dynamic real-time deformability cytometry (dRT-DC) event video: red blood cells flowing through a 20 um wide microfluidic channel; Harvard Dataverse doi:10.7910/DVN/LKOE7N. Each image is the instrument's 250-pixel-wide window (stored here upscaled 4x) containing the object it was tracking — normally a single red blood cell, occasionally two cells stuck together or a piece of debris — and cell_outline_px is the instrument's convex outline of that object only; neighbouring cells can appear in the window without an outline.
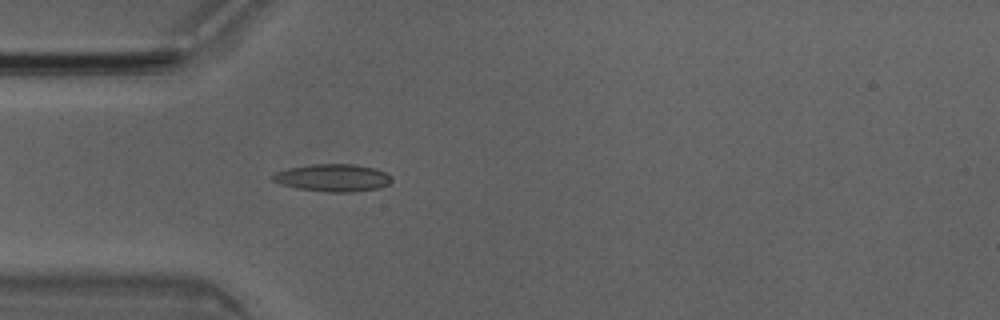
{"species": "Egyptian fruit bat (a non-hibernating species)", "species_latin": "Rousettus aegyptiacus", "temperature_condition": "room temperature", "stored_images_in_passage": 2, "camera_frame_rate_fps": 3000, "um_per_image_px": 0.085, "animal": {"sex": "male"}, "frame": {"image": 1, "passage_image": 2, "time_ms": 0.333, "image_size_px": [1000, 320], "cell_outline_px": [[392, 180], [388, 184], [380, 188], [352, 192], [328, 192], [296, 188], [280, 184], [272, 180], [268, 176], [276, 172], [288, 168], [312, 164], [352, 164], [376, 168], [392, 176]], "centroid_in_image_um": [28.27, 15.11], "position_along_channel_um": 56.7, "area_um2": 19.19}}